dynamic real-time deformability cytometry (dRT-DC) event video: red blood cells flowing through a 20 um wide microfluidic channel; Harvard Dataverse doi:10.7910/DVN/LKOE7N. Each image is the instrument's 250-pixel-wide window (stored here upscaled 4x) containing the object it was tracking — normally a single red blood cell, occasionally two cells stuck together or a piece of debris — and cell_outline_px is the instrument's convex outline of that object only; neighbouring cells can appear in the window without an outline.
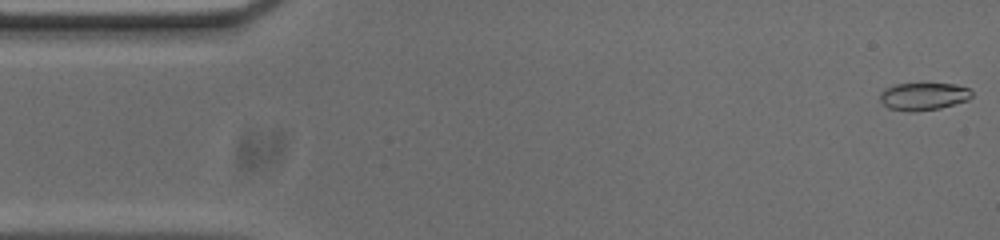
{"species": "common noctule bat (a hibernating species)", "species_latin": "Nyctalus noctula", "temperature_condition": "cold", "stored_images_in_passage": 54, "camera_frame_rate_fps": 3000, "um_per_image_px": 0.085, "animal": {"sex": "male", "body_mass_g": 20.0, "forearm_length_mm": 53.3}, "frame": {"image": 1, "passage_image": 1, "time_ms": 0.0, "image_size_px": [1000, 240], "cell_outline_px": [[972, 96], [968, 100], [940, 108], [912, 112], [908, 112], [888, 108], [880, 100], [880, 92], [884, 88], [896, 84], [956, 84], [968, 88], [972, 92]], "centroid_in_image_um": [78.48, 8.19], "position_along_channel_um": 6.5, "area_um2": 14.74}}
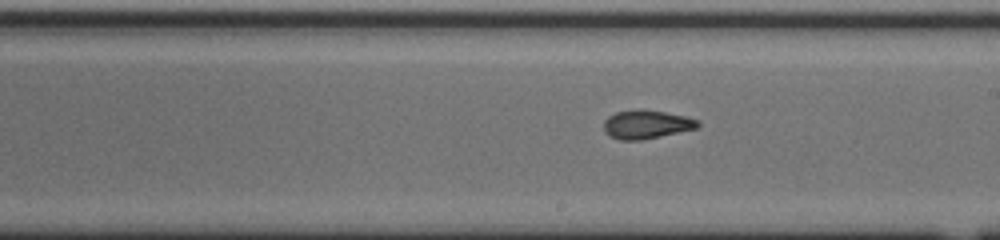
{"frame": {"image": 2, "passage_image": 29, "time_ms": 9.333, "image_size_px": [1000, 240], "cell_outline_px": [[700, 124], [696, 128], [660, 136], [640, 140], [620, 140], [608, 136], [604, 132], [604, 120], [608, 116], [616, 112], [640, 108], [688, 116], [700, 120]], "centroid_in_image_um": [54.93, 10.56], "position_along_channel_um": 234.1, "area_um2": 15.84}}
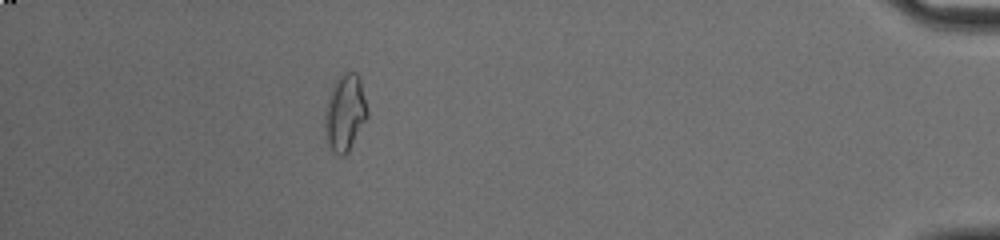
{"frame": {"image": 3, "passage_image": 48, "time_ms": 15.667, "image_size_px": [1000, 240], "cell_outline_px": [[368, 116], [348, 152], [344, 156], [340, 156], [332, 152], [324, 136], [324, 112], [332, 84], [336, 80], [348, 72], [356, 72], [360, 80], [368, 112]], "centroid_in_image_um": [29.29, 9.63], "position_along_channel_um": 405.9, "area_um2": 19.02}, "authors_computed_cell_mechanics": {"area_um2": 15.8372, "velocity_mm_per_s": 3.7042, "shape_relaxation_time_tau1_ms": 11.3963, "shape_relaxation_time_tau2_ms": 1.5368, "deformation_change_tau1": 0.2651, "deformation_change_tau2": 0.0683}}